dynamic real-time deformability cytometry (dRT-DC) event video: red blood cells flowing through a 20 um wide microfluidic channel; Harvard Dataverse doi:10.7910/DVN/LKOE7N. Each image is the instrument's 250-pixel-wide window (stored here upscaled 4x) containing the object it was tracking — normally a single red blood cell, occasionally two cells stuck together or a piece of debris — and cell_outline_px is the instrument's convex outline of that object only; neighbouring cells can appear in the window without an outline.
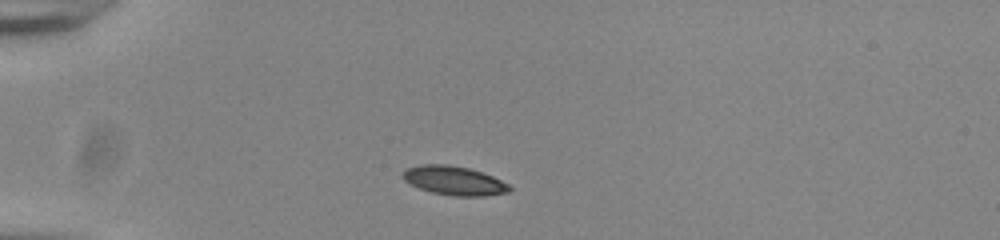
{"species": "common noctule bat (a hibernating species)", "species_latin": "Nyctalus noctula", "temperature_condition": "room temperature", "stored_images_in_passage": 40, "camera_frame_rate_fps": 3000, "um_per_image_px": 0.085, "animal": {"sex": "male", "body_mass_g": 20.0, "forearm_length_mm": 53.3}, "frame": {"image": 1, "passage_image": 1, "time_ms": 0.0, "image_size_px": [1000, 240], "cell_outline_px": [[512, 188], [508, 192], [484, 196], [456, 196], [432, 192], [420, 188], [404, 180], [400, 176], [408, 168], [420, 164], [448, 164], [468, 168], [492, 176], [508, 184]], "centroid_in_image_um": [38.59, 15.35], "position_along_channel_um": 46.4, "area_um2": 17.8}}
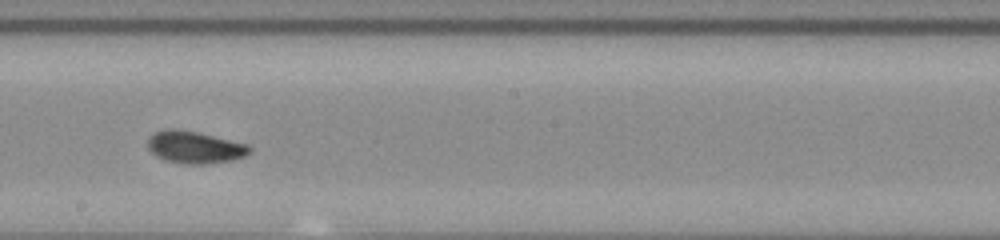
{"frame": {"image": 2, "passage_image": 18, "time_ms": 5.667, "image_size_px": [1000, 240], "cell_outline_px": [[252, 152], [244, 156], [232, 160], [204, 164], [184, 164], [164, 160], [156, 156], [148, 148], [148, 136], [164, 128], [180, 128], [200, 132], [248, 144], [252, 148]], "centroid_in_image_um": [16.55, 12.49], "position_along_channel_um": 231.7, "area_um2": 19.48}}
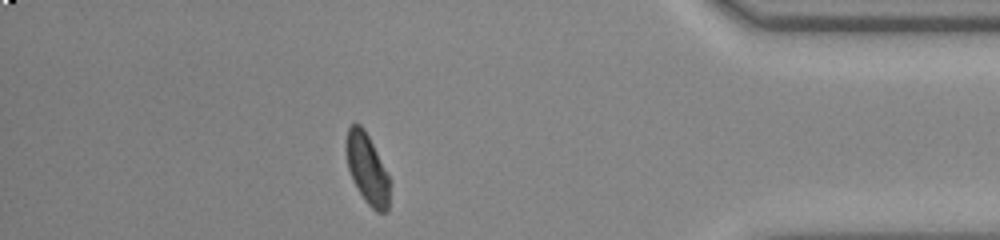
{"frame": {"image": 3, "passage_image": 34, "time_ms": 11.0, "image_size_px": [1000, 240], "cell_outline_px": [[388, 212], [376, 212], [364, 200], [352, 180], [348, 168], [344, 148], [344, 144], [348, 128], [352, 124], [360, 124], [364, 128], [388, 176]], "centroid_in_image_um": [31.15, 14.33], "position_along_channel_um": 404.1, "area_um2": 17.57}, "authors_computed_cell_mechanics": {"area_um2": 18.6405, "velocity_mm_per_s": 3.843, "shape_relaxation_time_tau1_ms": 3.5245, "shape_relaxation_time_tau2_ms": 2.4363, "deformation_change_tau1": 0.1221, "deformation_change_tau2": 0.0554}}